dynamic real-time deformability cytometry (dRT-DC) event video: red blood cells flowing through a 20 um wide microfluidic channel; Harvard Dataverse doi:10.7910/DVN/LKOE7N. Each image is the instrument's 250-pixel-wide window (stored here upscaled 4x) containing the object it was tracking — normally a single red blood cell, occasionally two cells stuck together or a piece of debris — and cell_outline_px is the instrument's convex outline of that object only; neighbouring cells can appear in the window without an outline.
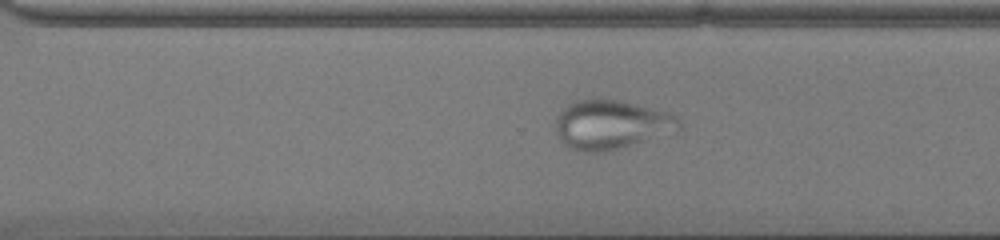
{"species": "common noctule bat (a hibernating species)", "species_latin": "Nyctalus noctula", "temperature_condition": "cold", "stored_images_in_passage": 54, "camera_frame_rate_fps": 3000, "um_per_image_px": 0.085, "animal": {"sex": "male", "body_mass_g": 13.0, "forearm_length_mm": 53.1}, "frame": {"image": 1, "passage_image": 39, "time_ms": 12.667, "image_size_px": [1000, 240], "cell_outline_px": [[680, 128], [676, 132], [604, 152], [584, 152], [572, 148], [564, 144], [556, 132], [556, 116], [568, 104], [576, 100], [620, 100], [672, 112], [680, 120]], "centroid_in_image_um": [51.99, 10.59], "position_along_channel_um": 318.6, "area_um2": 35.26}}